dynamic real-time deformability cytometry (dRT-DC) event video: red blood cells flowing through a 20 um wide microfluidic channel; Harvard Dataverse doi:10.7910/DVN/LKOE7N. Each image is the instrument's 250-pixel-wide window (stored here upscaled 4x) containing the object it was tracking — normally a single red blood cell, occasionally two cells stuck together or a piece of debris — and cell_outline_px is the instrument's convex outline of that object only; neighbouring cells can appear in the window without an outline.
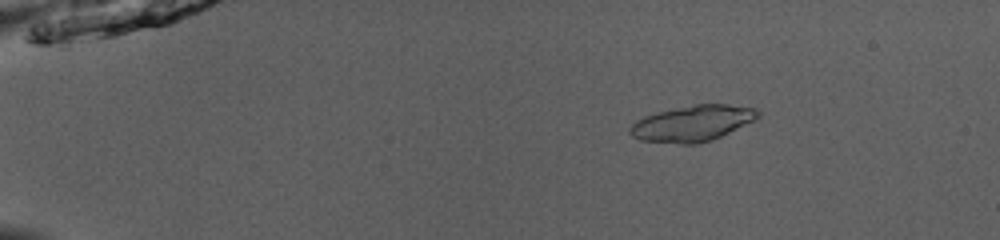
{"species": "common noctule bat (a hibernating species)", "species_latin": "Nyctalus noctula", "temperature_condition": "room temperature", "stored_images_in_passage": 52, "camera_frame_rate_fps": 3000, "um_per_image_px": 0.085, "animal": {"sex": "male", "body_mass_g": 13.0, "forearm_length_mm": 53.1}, "frame": {"image": 1, "passage_image": 10, "time_ms": 3.0, "image_size_px": [1000, 240], "cell_outline_px": [[760, 116], [756, 120], [712, 140], [696, 144], [680, 144], [640, 140], [632, 136], [628, 132], [628, 128], [636, 120], [644, 116], [656, 112], [696, 104], [728, 104], [756, 108], [760, 112]], "centroid_in_image_um": [58.86, 10.48], "position_along_channel_um": 26.1, "area_um2": 26.93}}
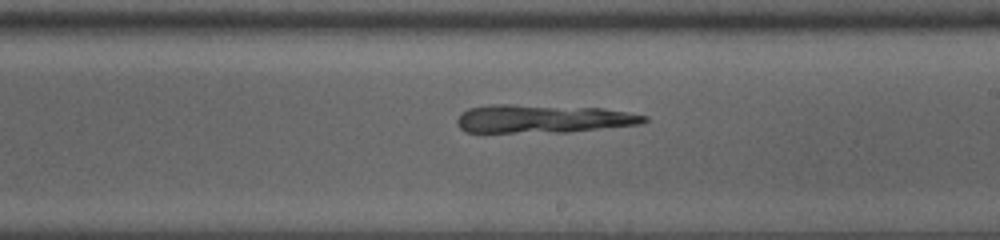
{"frame": {"image": 2, "passage_image": 33, "time_ms": 10.667, "image_size_px": [1000, 240], "cell_outline_px": [[648, 120], [640, 124], [568, 132], [464, 132], [456, 124], [456, 120], [468, 108], [492, 104], [512, 104], [604, 108], [628, 112], [648, 116]], "centroid_in_image_um": [46.15, 10.09], "position_along_channel_um": 242.9, "area_um2": 30.92}}
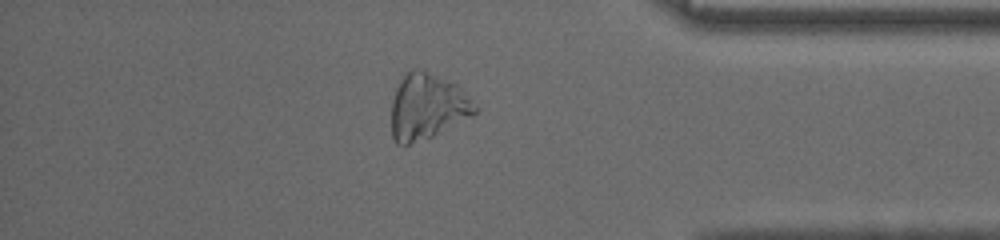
{"frame": {"image": 3, "passage_image": 46, "time_ms": 15.0, "image_size_px": [1000, 240], "cell_outline_px": [[476, 112], [472, 116], [432, 136], [408, 144], [396, 144], [392, 136], [392, 100], [396, 88], [404, 72], [412, 68], [420, 68], [448, 80], [456, 84], [460, 88], [476, 108]], "centroid_in_image_um": [36.27, 9.03], "position_along_channel_um": 398.9, "area_um2": 31.67}}